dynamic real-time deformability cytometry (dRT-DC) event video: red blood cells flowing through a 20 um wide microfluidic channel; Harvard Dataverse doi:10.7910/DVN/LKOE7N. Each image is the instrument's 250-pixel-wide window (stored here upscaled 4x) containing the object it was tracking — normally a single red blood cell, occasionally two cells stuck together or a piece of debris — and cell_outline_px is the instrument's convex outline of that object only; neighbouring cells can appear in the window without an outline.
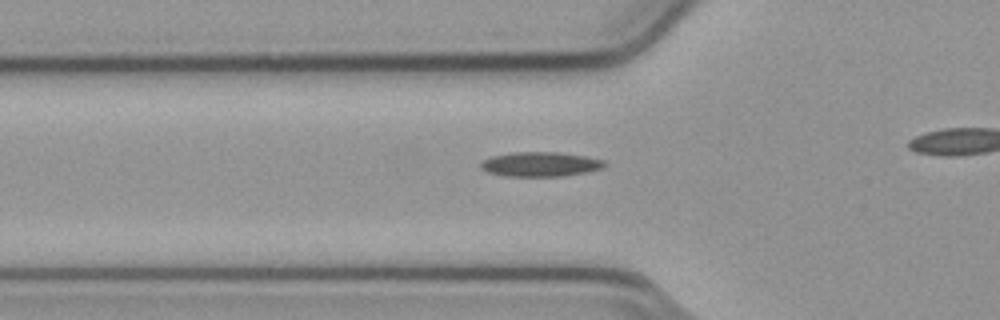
{"species": "common noctule bat (a hibernating species)", "species_latin": "Nyctalus noctula", "temperature_condition": "cold", "stored_images_in_passage": 40, "camera_frame_rate_fps": 3000, "um_per_image_px": 0.085, "animal": {"sex": "male", "body_mass_g": 23.1, "forearm_length_mm": 52.7}, "frame": {"image": 1, "passage_image": 15, "time_ms": 4.667, "image_size_px": [1000, 320], "cell_outline_px": [[608, 164], [604, 168], [584, 172], [560, 176], [504, 176], [488, 172], [480, 168], [480, 164], [484, 160], [492, 156], [512, 152], [556, 152], [584, 156], [604, 160]], "centroid_in_image_um": [45.93, 13.96], "position_along_channel_um": 79.9, "area_um2": 17.63}}
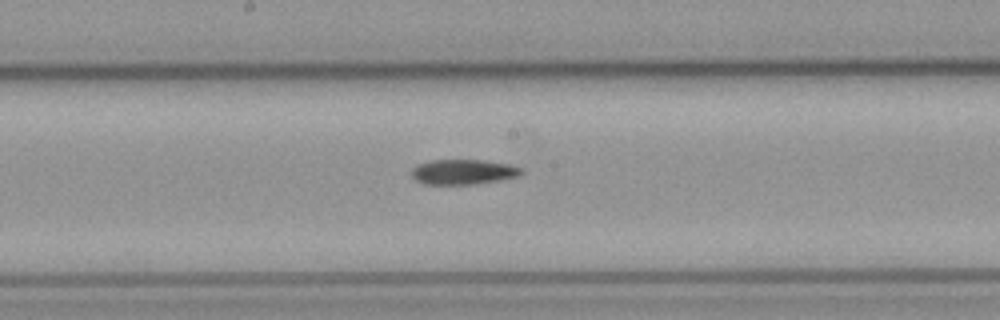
{"frame": {"image": 2, "passage_image": 25, "time_ms": 8.0, "image_size_px": [1000, 320], "cell_outline_px": [[524, 172], [520, 176], [500, 180], [476, 184], [424, 184], [416, 180], [412, 176], [412, 168], [416, 164], [428, 160], [484, 160], [508, 164], [524, 168]], "centroid_in_image_um": [39.4, 14.6], "position_along_channel_um": 208.8, "area_um2": 16.24}}
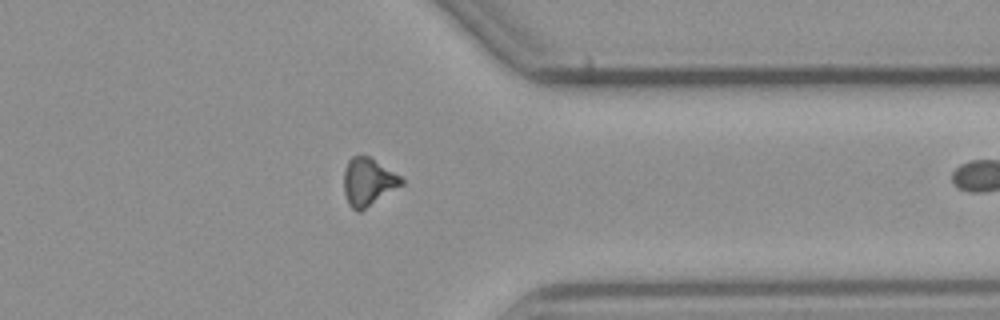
{"frame": {"image": 3, "passage_image": 39, "time_ms": 12.667, "image_size_px": [1000, 320], "cell_outline_px": [[404, 184], [360, 212], [356, 212], [348, 204], [344, 192], [344, 168], [348, 160], [352, 156], [368, 156], [400, 176], [404, 180]], "centroid_in_image_um": [31.27, 15.48], "position_along_channel_um": 380.1, "area_um2": 15.95}}